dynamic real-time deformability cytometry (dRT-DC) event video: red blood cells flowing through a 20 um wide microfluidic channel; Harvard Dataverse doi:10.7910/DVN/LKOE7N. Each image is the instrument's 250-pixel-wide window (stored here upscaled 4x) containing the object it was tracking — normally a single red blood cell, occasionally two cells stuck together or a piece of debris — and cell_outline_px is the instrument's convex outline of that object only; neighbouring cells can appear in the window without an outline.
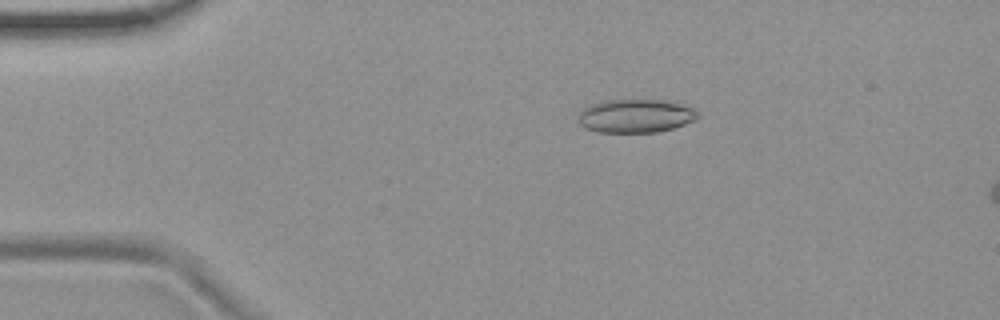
{"species": "common noctule bat (a hibernating species)", "species_latin": "Nyctalus noctula", "temperature_condition": "room temperature", "stored_images_in_passage": 55, "camera_frame_rate_fps": 3000, "um_per_image_px": 0.085, "animal": {"sex": "female", "body_mass_g": 19.9}, "frame": {"image": 1, "passage_image": 11, "time_ms": 3.333, "image_size_px": [1000, 320], "cell_outline_px": [[700, 116], [696, 120], [672, 128], [656, 132], [596, 132], [584, 128], [576, 120], [580, 112], [584, 108], [592, 104], [604, 100], [672, 100], [692, 108]], "centroid_in_image_um": [54.01, 9.85], "position_along_channel_um": 31.0, "area_um2": 23.47}}
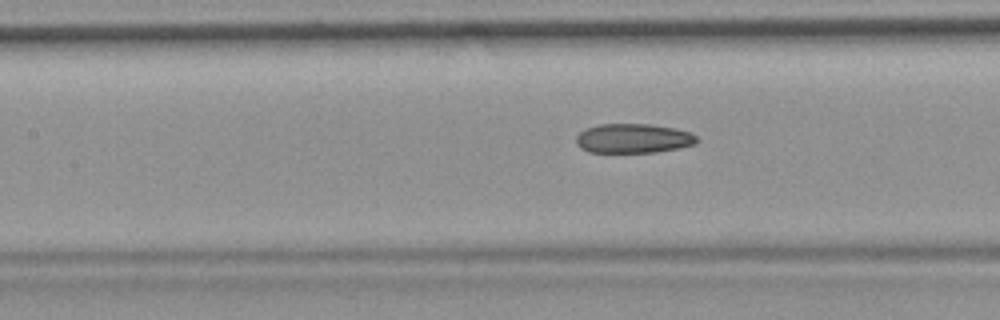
{"frame": {"image": 2, "passage_image": 25, "time_ms": 8.0, "image_size_px": [1000, 320], "cell_outline_px": [[696, 144], [656, 152], [588, 152], [580, 148], [576, 144], [576, 136], [584, 128], [600, 124], [652, 124], [676, 128], [688, 132], [696, 136]], "centroid_in_image_um": [53.78, 11.76], "position_along_channel_um": 153.6, "area_um2": 20.69}}
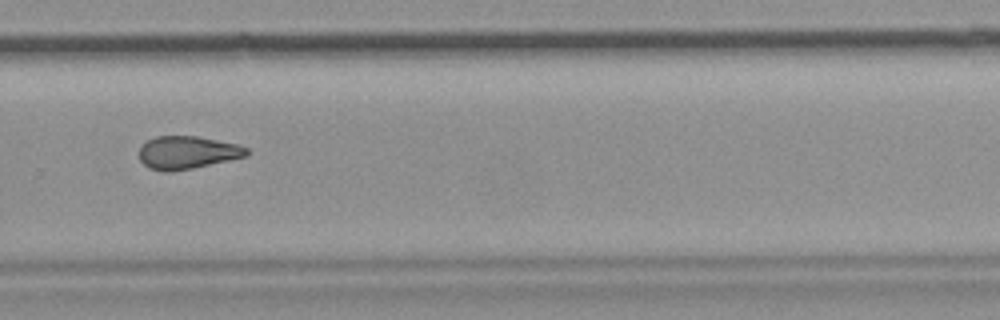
{"frame": {"image": 3, "passage_image": 38, "time_ms": 12.333, "image_size_px": [1000, 320], "cell_outline_px": [[248, 156], [192, 168], [172, 172], [164, 172], [148, 168], [140, 160], [140, 144], [156, 136], [196, 136], [240, 144], [248, 148]], "centroid_in_image_um": [15.92, 12.96], "position_along_channel_um": 313.9, "area_um2": 20.75}, "authors_computed_cell_mechanics": {"area_um2": 21.5594, "velocity_mm_per_s": 3.7159, "shape_relaxation_time_tau1_ms": null, "shape_relaxation_time_tau2_ms": 3.3483, "deformation_change_tau1": null, "deformation_change_tau2": 0.1102}}